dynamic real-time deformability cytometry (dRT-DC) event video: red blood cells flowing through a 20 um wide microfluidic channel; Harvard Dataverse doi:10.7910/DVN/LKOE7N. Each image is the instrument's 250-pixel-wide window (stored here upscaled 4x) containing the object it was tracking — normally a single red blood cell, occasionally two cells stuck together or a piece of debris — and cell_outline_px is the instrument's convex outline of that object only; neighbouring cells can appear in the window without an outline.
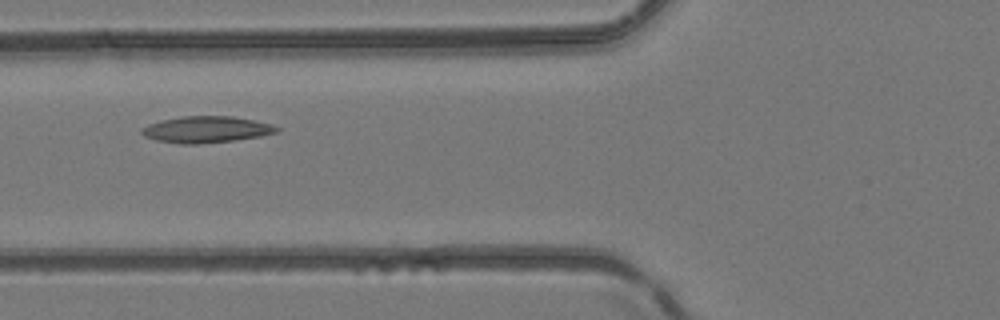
{"species": "common noctule bat (a hibernating species)", "species_latin": "Nyctalus noctula", "temperature_condition": "room temperature", "stored_images_in_passage": 2, "camera_frame_rate_fps": 3000, "um_per_image_px": 0.085, "animal": {"sex": "female", "body_mass_g": 24.6, "forearm_length_mm": 56.2}, "frame": {"image": 1, "passage_image": 2, "time_ms": 0.333, "image_size_px": [1000, 320], "cell_outline_px": [[280, 132], [260, 136], [236, 140], [196, 144], [180, 144], [156, 140], [144, 136], [140, 132], [140, 128], [148, 124], [164, 120], [184, 116], [232, 116], [272, 124], [280, 128]], "centroid_in_image_um": [17.54, 11.01], "position_along_channel_um": 108.3, "area_um2": 20.81}}